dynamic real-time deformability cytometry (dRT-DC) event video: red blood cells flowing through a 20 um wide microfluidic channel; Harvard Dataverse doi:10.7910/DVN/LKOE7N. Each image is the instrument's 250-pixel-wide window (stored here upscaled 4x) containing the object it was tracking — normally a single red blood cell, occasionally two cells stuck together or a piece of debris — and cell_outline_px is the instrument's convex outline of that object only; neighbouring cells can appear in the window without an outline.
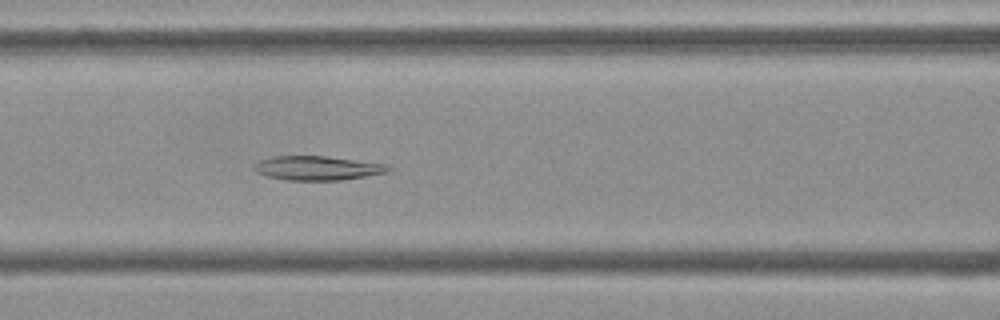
{"species": "Egyptian fruit bat (a non-hibernating species)", "species_latin": "Rousettus aegyptiacus", "temperature_condition": "cold", "stored_images_in_passage": 53, "camera_frame_rate_fps": 3000, "um_per_image_px": 0.085, "frame": {"image": 1, "passage_image": 22, "time_ms": 7.0, "image_size_px": [1000, 320], "cell_outline_px": [[392, 168], [388, 172], [340, 180], [288, 180], [268, 176], [256, 172], [252, 168], [260, 160], [272, 156], [328, 156], [388, 164]], "centroid_in_image_um": [27.0, 14.28], "position_along_channel_um": 139.6, "area_um2": 18.84}}
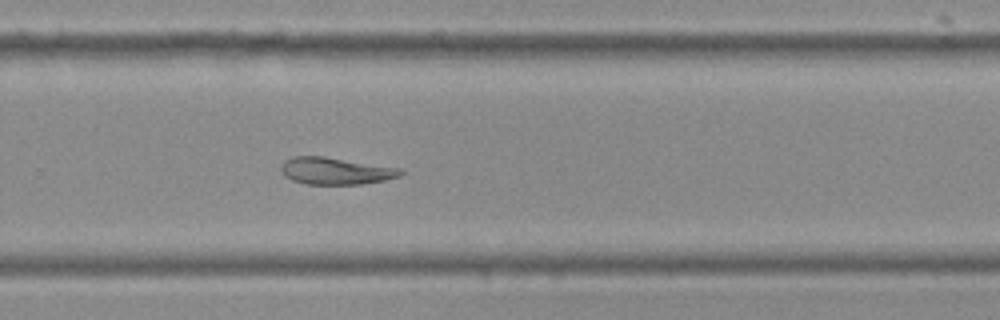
{"frame": {"image": 2, "passage_image": 35, "time_ms": 11.333, "image_size_px": [1000, 320], "cell_outline_px": [[404, 172], [400, 176], [384, 180], [360, 184], [304, 184], [292, 180], [284, 176], [280, 168], [284, 160], [292, 156], [324, 156], [404, 168]], "centroid_in_image_um": [28.54, 14.52], "position_along_channel_um": 301.3, "area_um2": 19.07}}
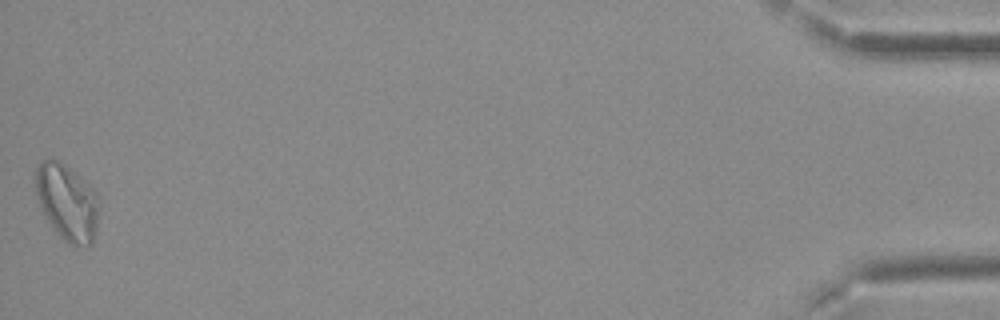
{"frame": {"image": 3, "passage_image": 53, "time_ms": 17.333, "image_size_px": [1000, 320], "cell_outline_px": [[100, 212], [96, 232], [92, 244], [68, 244], [52, 228], [40, 204], [36, 192], [36, 168], [40, 160], [52, 156], [60, 160], [88, 184], [96, 192], [100, 200]], "centroid_in_image_um": [5.73, 17.15], "position_along_channel_um": 429.5, "area_um2": 28.44}}